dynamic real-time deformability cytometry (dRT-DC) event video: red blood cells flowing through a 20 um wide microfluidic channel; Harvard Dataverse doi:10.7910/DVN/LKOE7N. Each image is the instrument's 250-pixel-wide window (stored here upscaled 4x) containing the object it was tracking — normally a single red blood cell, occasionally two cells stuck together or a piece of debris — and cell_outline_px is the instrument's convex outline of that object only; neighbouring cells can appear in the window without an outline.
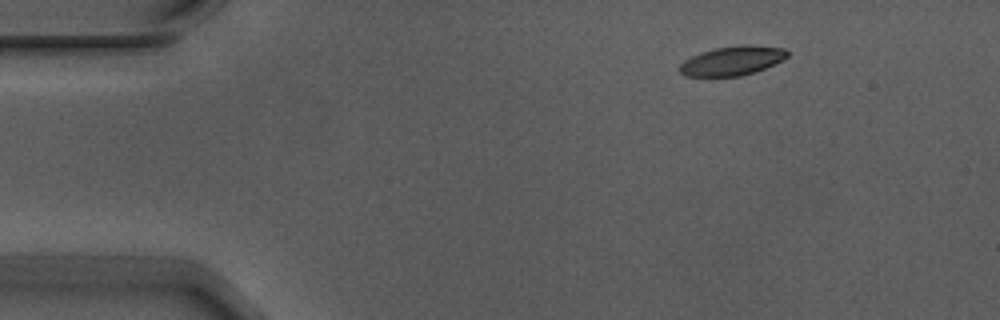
{"species": "Egyptian fruit bat (a non-hibernating species)", "species_latin": "Rousettus aegyptiacus", "temperature_condition": "warm", "stored_images_in_passage": 4, "segment_of_instrument_passage": [1, 2], "camera_frame_rate_fps": 3000, "um_per_image_px": 0.085, "animal": {"sex": "male"}, "frame": {"image": 1, "passage_image": 1, "time_ms": 0.0, "image_size_px": [1000, 320], "cell_outline_px": [[788, 56], [784, 60], [756, 72], [740, 76], [684, 76], [680, 72], [680, 64], [684, 60], [700, 52], [716, 48], [740, 44], [748, 44], [784, 48], [788, 52]], "centroid_in_image_um": [62.27, 5.16], "position_along_channel_um": 22.7, "area_um2": 18.5}}